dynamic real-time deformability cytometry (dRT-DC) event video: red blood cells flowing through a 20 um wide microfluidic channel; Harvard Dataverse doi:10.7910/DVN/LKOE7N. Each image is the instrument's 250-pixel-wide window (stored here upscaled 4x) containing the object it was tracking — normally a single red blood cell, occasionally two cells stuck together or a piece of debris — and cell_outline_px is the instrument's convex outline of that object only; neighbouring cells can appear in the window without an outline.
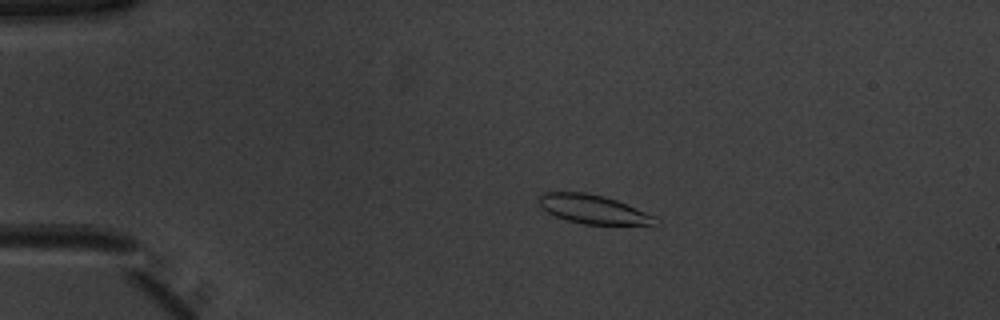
{"species": "common noctule bat (a hibernating species)", "species_latin": "Nyctalus noctula", "temperature_condition": "warm", "stored_images_in_passage": 52, "camera_frame_rate_fps": 3000, "um_per_image_px": 0.085, "animal": {"sex": "male", "body_mass_g": 20.1, "forearm_length_mm": 53.5}, "frame": {"image": 1, "passage_image": 11, "time_ms": 3.333, "image_size_px": [1000, 320], "cell_outline_px": [[660, 220], [652, 228], [584, 224], [568, 220], [556, 216], [548, 212], [540, 204], [540, 196], [544, 192], [584, 192], [604, 196], [616, 200], [656, 216]], "centroid_in_image_um": [50.61, 17.85], "position_along_channel_um": 34.4, "area_um2": 20.23}}
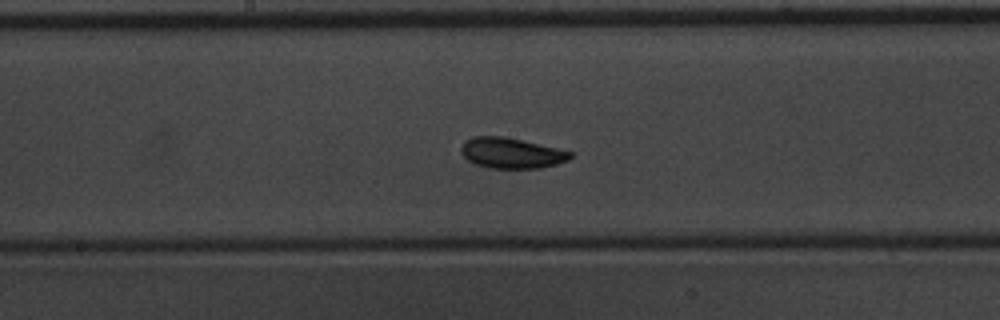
{"frame": {"image": 2, "passage_image": 28, "time_ms": 9.0, "image_size_px": [1000, 320], "cell_outline_px": [[572, 156], [568, 160], [556, 164], [540, 168], [488, 168], [472, 164], [460, 152], [460, 148], [464, 140], [472, 136], [504, 136], [556, 148], [572, 152]], "centroid_in_image_um": [43.4, 13.01], "position_along_channel_um": 204.8, "area_um2": 19.54}}
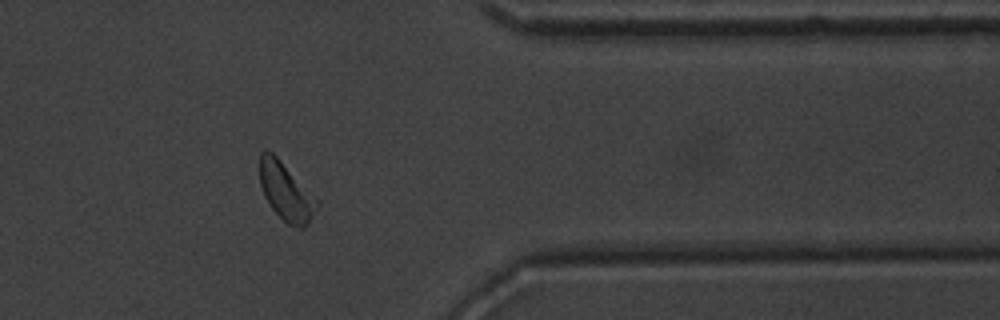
{"frame": {"image": 3, "passage_image": 43, "time_ms": 14.0, "image_size_px": [1000, 320], "cell_outline_px": [[320, 204], [308, 224], [304, 228], [296, 228], [288, 224], [272, 208], [264, 196], [260, 184], [260, 152], [272, 152], [320, 200]], "centroid_in_image_um": [24.35, 16.32], "position_along_channel_um": 387.0, "area_um2": 19.25}, "authors_computed_cell_mechanics": {"area_um2": 19.5364, "velocity_mm_per_s": 3.9024, "shape_relaxation_time_tau1_ms": 1.8319, "shape_relaxation_time_tau2_ms": 4.0355, "deformation_change_tau1": 0.1007, "deformation_change_tau2": 0.0944}}